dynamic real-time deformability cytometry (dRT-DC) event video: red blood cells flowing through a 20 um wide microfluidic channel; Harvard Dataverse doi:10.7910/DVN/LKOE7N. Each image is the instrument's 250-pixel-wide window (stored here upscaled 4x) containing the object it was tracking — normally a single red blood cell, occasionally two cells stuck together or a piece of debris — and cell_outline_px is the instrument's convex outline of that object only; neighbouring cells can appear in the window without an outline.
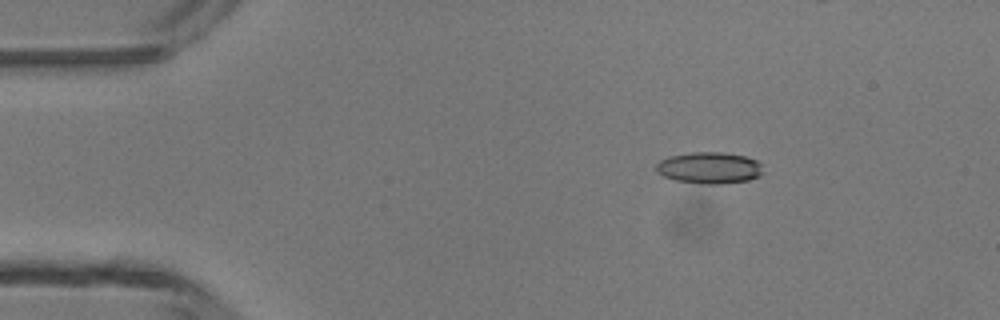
{"species": "common noctule bat (a hibernating species)", "species_latin": "Nyctalus noctula", "temperature_condition": "room temperature", "stored_images_in_passage": 36, "camera_frame_rate_fps": 3000, "um_per_image_px": 0.085, "animal": {"sex": "male", "body_mass_g": 13.3}, "frame": {"image": 1, "passage_image": 1, "time_ms": 0.0, "image_size_px": [1000, 320], "cell_outline_px": [[760, 176], [748, 180], [720, 184], [700, 184], [676, 180], [664, 176], [656, 172], [656, 164], [660, 160], [668, 156], [692, 152], [724, 152], [748, 156], [756, 160], [760, 164]], "centroid_in_image_um": [60.26, 14.26], "position_along_channel_um": 24.7, "area_um2": 19.71}}
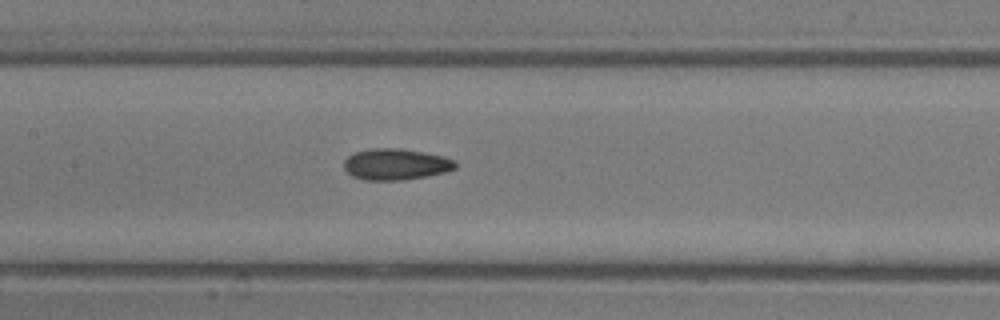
{"frame": {"image": 2, "passage_image": 16, "time_ms": 5.0, "image_size_px": [1000, 320], "cell_outline_px": [[456, 168], [444, 172], [424, 176], [400, 180], [364, 180], [352, 176], [344, 168], [344, 160], [348, 156], [356, 152], [372, 148], [400, 148], [424, 152], [444, 156], [456, 160]], "centroid_in_image_um": [33.64, 13.95], "position_along_channel_um": 173.8, "area_um2": 20.23}}
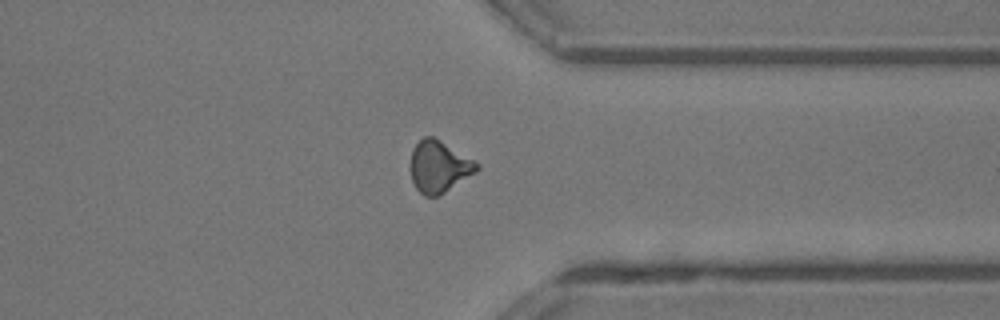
{"frame": {"image": 3, "passage_image": 30, "time_ms": 9.667, "image_size_px": [1000, 320], "cell_outline_px": [[480, 168], [476, 172], [440, 196], [424, 196], [416, 188], [412, 180], [408, 164], [412, 148], [424, 136], [432, 136], [440, 140], [480, 164]], "centroid_in_image_um": [37.28, 14.17], "position_along_channel_um": 374.1, "area_um2": 20.23}}